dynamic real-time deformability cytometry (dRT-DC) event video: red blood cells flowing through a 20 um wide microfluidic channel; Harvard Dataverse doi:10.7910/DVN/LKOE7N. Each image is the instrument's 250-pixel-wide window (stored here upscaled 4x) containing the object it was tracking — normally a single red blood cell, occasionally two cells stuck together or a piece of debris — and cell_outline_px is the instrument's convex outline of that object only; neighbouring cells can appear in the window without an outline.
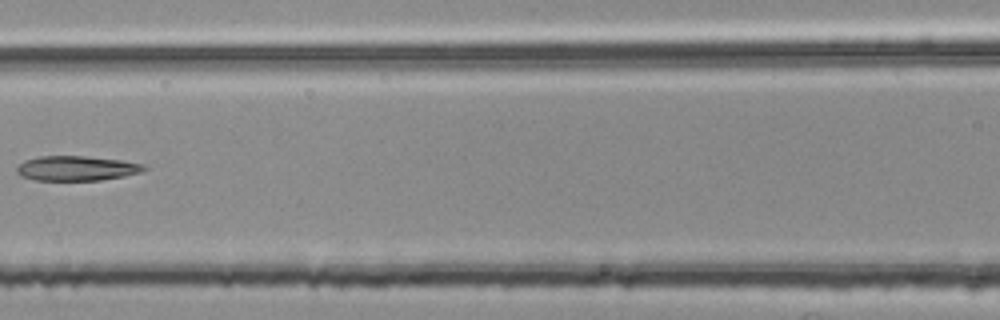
{"species": "common noctule bat (a hibernating species)", "species_latin": "Nyctalus noctula", "temperature_condition": "room temperature", "stored_images_in_passage": 3, "camera_frame_rate_fps": 3000, "um_per_image_px": 0.085, "animal": {"sex": "female", "body_mass_g": 25.1}, "frame": {"image": 1, "passage_image": 3, "time_ms": 0.667, "image_size_px": [1000, 320], "cell_outline_px": [[148, 168], [140, 172], [124, 176], [100, 180], [36, 180], [20, 176], [16, 172], [16, 168], [24, 160], [40, 156], [84, 156], [120, 160], [144, 164]], "centroid_in_image_um": [6.49, 14.3], "position_along_channel_um": 160.1, "area_um2": 18.32}}